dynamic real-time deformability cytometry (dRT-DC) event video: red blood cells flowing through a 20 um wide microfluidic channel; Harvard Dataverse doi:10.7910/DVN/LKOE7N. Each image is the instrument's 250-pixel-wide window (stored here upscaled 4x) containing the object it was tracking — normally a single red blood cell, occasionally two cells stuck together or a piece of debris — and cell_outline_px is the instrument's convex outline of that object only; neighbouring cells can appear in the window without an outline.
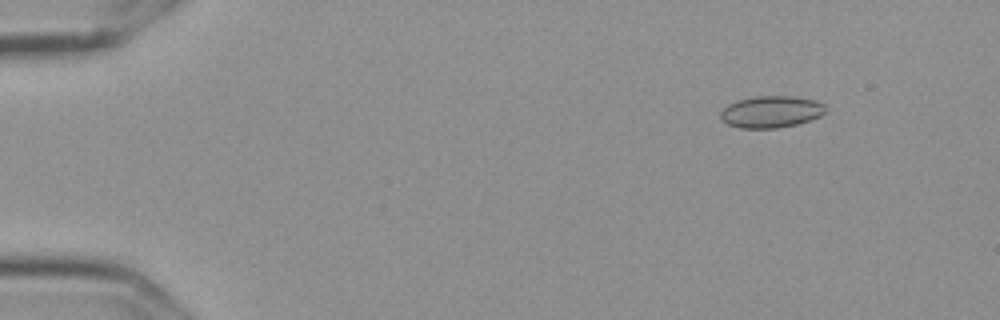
{"species": "Egyptian fruit bat (a non-hibernating species)", "species_latin": "Rousettus aegyptiacus", "temperature_condition": "cold", "stored_images_in_passage": 57, "camera_frame_rate_fps": 3000, "um_per_image_px": 0.085, "frame": {"image": 1, "passage_image": 7, "time_ms": 2.0, "image_size_px": [1000, 320], "cell_outline_px": [[828, 112], [820, 116], [796, 124], [776, 128], [740, 128], [728, 124], [720, 120], [720, 112], [728, 104], [736, 100], [756, 96], [796, 96], [816, 100], [824, 104]], "centroid_in_image_um": [65.55, 9.49], "position_along_channel_um": 19.5, "area_um2": 19.65}}
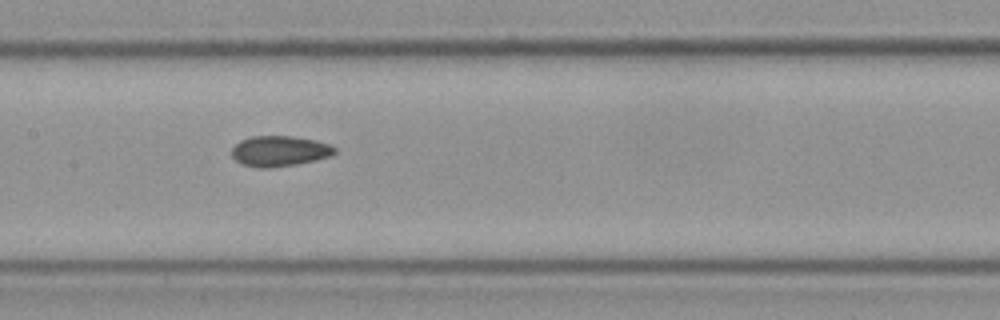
{"frame": {"image": 2, "passage_image": 29, "time_ms": 9.333, "image_size_px": [1000, 320], "cell_outline_px": [[336, 152], [332, 156], [316, 160], [296, 164], [268, 168], [260, 168], [240, 164], [232, 156], [232, 148], [240, 140], [252, 136], [292, 136], [316, 140], [332, 144], [336, 148]], "centroid_in_image_um": [23.79, 12.84], "position_along_channel_um": 183.6, "area_um2": 18.5}}
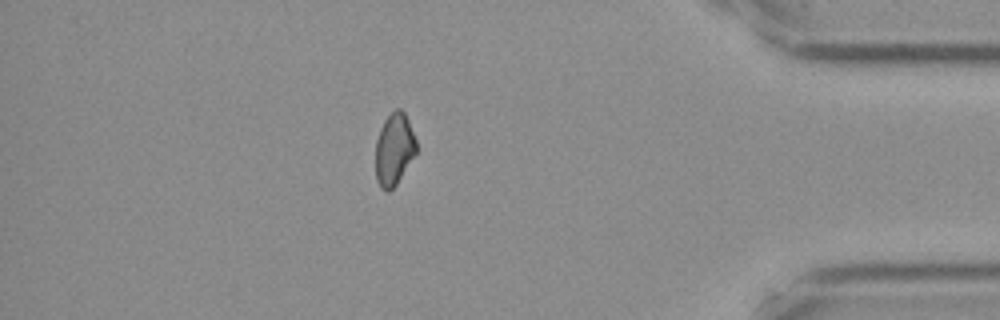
{"frame": {"image": 3, "passage_image": 50, "time_ms": 16.333, "image_size_px": [1000, 320], "cell_outline_px": [[416, 152], [396, 184], [388, 192], [384, 192], [380, 188], [376, 180], [376, 140], [380, 128], [384, 120], [396, 108], [400, 108], [404, 112], [408, 120], [416, 140]], "centroid_in_image_um": [33.48, 12.69], "position_along_channel_um": 401.7, "area_um2": 16.99}, "authors_computed_cell_mechanics": {"area_um2": 18.2648, "velocity_mm_per_s": 3.61, "shape_relaxation_time_tau1_ms": null, "shape_relaxation_time_tau2_ms": 10.1858, "deformation_change_tau1": null, "deformation_change_tau2": 0.1065}}